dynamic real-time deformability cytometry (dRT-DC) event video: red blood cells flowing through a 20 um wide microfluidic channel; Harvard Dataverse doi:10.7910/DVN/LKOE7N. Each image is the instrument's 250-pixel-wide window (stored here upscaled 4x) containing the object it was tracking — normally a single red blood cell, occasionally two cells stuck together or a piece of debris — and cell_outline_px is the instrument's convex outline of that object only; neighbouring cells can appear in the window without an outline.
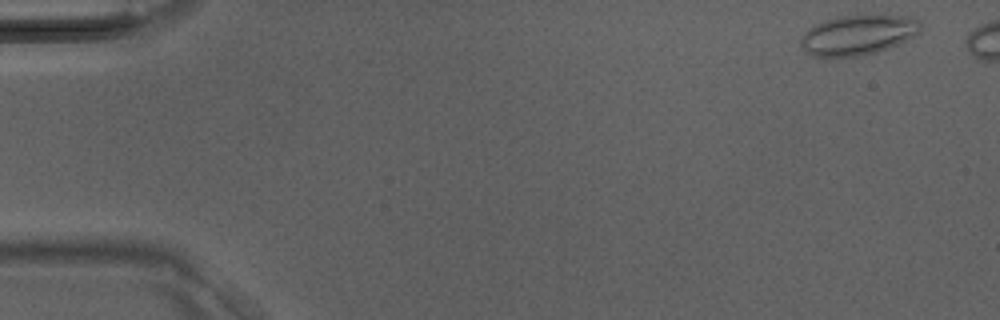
{"species": "Egyptian fruit bat (a non-hibernating species)", "species_latin": "Rousettus aegyptiacus", "temperature_condition": "room temperature", "stored_images_in_passage": 35, "camera_frame_rate_fps": 3000, "um_per_image_px": 0.085, "animal": {"sex": "male"}, "frame": {"image": 1, "passage_image": 1, "time_ms": 0.0, "image_size_px": [1000, 320], "cell_outline_px": [[920, 32], [896, 44], [876, 52], [856, 56], [812, 56], [804, 52], [800, 48], [800, 40], [804, 32], [812, 24], [840, 16], [904, 16], [920, 20]], "centroid_in_image_um": [72.84, 2.97], "position_along_channel_um": 12.2, "area_um2": 27.51}}
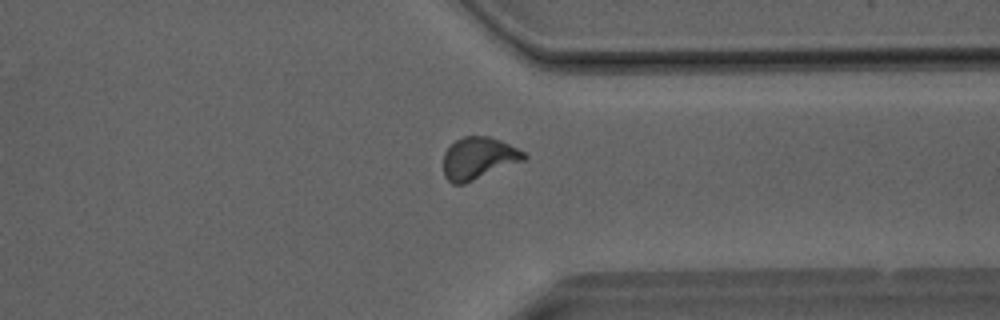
{"frame": {"image": 2, "passage_image": 30, "time_ms": 9.667, "image_size_px": [1000, 320], "cell_outline_px": [[528, 156], [524, 160], [464, 184], [452, 184], [444, 176], [444, 152], [456, 140], [464, 136], [488, 136], [500, 140], [524, 152]], "centroid_in_image_um": [40.65, 13.45], "position_along_channel_um": 370.7, "area_um2": 19.54}}